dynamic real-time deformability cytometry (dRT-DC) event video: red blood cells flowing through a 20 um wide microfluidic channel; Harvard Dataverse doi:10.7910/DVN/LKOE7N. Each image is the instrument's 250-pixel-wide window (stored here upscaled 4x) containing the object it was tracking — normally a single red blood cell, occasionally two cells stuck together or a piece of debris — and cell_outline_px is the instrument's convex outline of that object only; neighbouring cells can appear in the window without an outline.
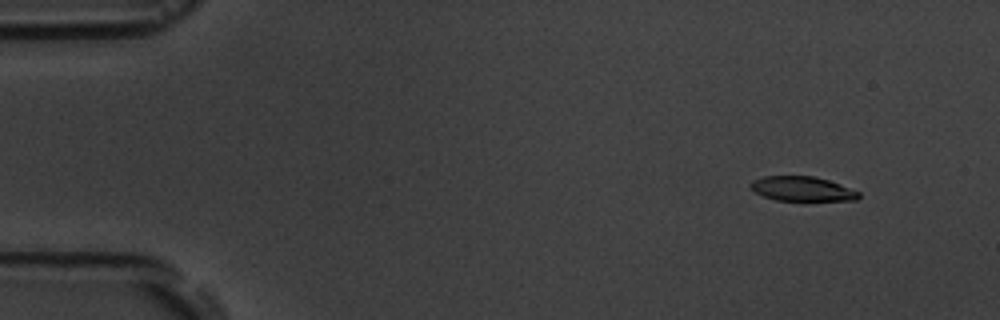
{"species": "common noctule bat (a hibernating species)", "species_latin": "Nyctalus noctula", "temperature_condition": "room temperature", "stored_images_in_passage": 4, "camera_frame_rate_fps": 3000, "um_per_image_px": 0.085, "animal": {"sex": "male", "body_mass_g": 19.5, "forearm_length_mm": 54.6}, "frame": {"image": 1, "passage_image": 1, "time_ms": 0.0, "image_size_px": [1000, 320], "cell_outline_px": [[860, 196], [856, 200], [804, 204], [776, 200], [764, 196], [756, 192], [748, 184], [752, 180], [764, 176], [816, 176], [840, 184], [860, 192]], "centroid_in_image_um": [68.24, 16.11], "position_along_channel_um": 16.8, "area_um2": 16.53}}
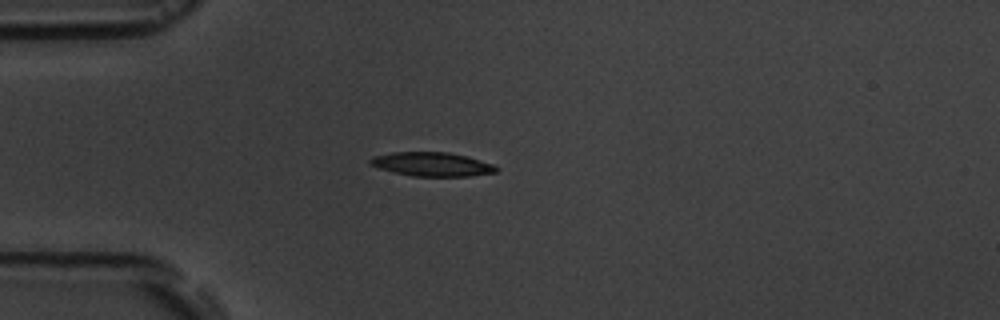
{"frame": {"image": 2, "passage_image": 4, "time_ms": 3.333, "image_size_px": [1000, 320], "cell_outline_px": [[500, 168], [496, 172], [468, 176], [412, 176], [392, 172], [368, 164], [368, 160], [372, 156], [392, 152], [448, 152], [468, 156], [492, 164]], "centroid_in_image_um": [36.69, 13.95], "position_along_channel_um": 48.3, "area_um2": 17.69}}